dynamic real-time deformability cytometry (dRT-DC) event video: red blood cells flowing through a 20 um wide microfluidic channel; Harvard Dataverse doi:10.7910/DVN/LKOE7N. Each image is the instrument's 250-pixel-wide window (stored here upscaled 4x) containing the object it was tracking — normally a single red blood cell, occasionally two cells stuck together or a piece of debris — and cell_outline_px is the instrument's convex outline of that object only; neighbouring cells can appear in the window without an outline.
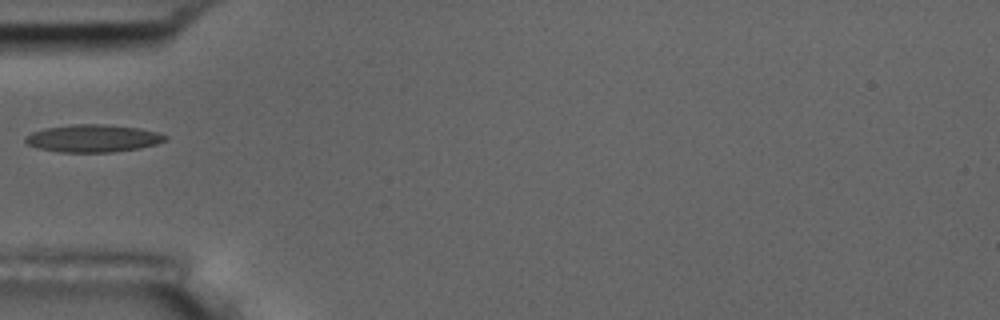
{"species": "common noctule bat (a hibernating species)", "species_latin": "Nyctalus noctula", "temperature_condition": "room temperature", "stored_images_in_passage": 1, "camera_frame_rate_fps": 3000, "um_per_image_px": 0.085, "animal": {"sex": "male", "body_mass_g": 17.5, "forearm_length_mm": 52.3}, "frame": {"image": 1, "passage_image": 1, "time_ms": 0.0, "image_size_px": [1000, 320], "cell_outline_px": [[168, 136], [164, 140], [156, 144], [140, 148], [112, 152], [60, 152], [40, 148], [28, 144], [24, 140], [24, 136], [32, 132], [44, 128], [72, 124], [104, 124], [140, 128], [156, 132]], "centroid_in_image_um": [7.88, 11.75], "position_along_channel_um": 77.1, "area_um2": 22.37}}